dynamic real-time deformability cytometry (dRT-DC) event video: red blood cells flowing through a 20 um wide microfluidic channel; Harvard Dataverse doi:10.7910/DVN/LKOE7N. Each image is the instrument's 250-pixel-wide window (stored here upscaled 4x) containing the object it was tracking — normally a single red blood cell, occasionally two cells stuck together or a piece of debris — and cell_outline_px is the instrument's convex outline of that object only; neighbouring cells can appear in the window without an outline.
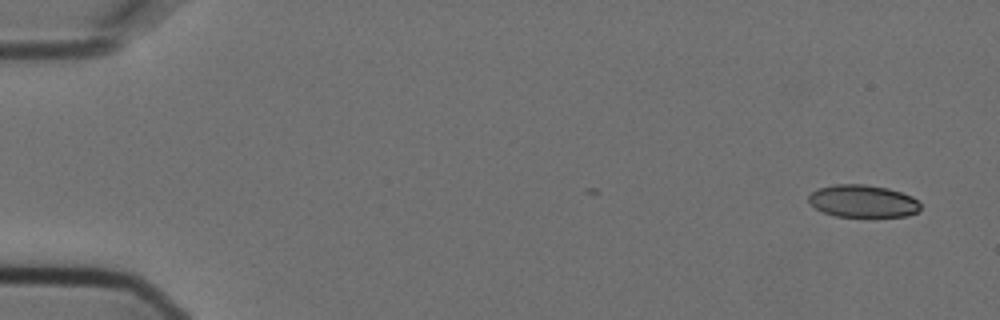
{"species": "Egyptian fruit bat (a non-hibernating species)", "species_latin": "Rousettus aegyptiacus", "temperature_condition": "cold", "stored_images_in_passage": 5, "camera_frame_rate_fps": 3000, "um_per_image_px": 0.085, "animal": {"sex": "female"}, "frame": {"image": 1, "passage_image": 1, "time_ms": 0.0, "image_size_px": [1000, 320], "cell_outline_px": [[920, 208], [916, 212], [908, 216], [836, 216], [824, 212], [816, 208], [808, 200], [808, 196], [816, 188], [832, 184], [864, 184], [888, 188], [912, 196], [920, 204]], "centroid_in_image_um": [73.32, 17.08], "position_along_channel_um": 11.7, "area_um2": 21.04}}
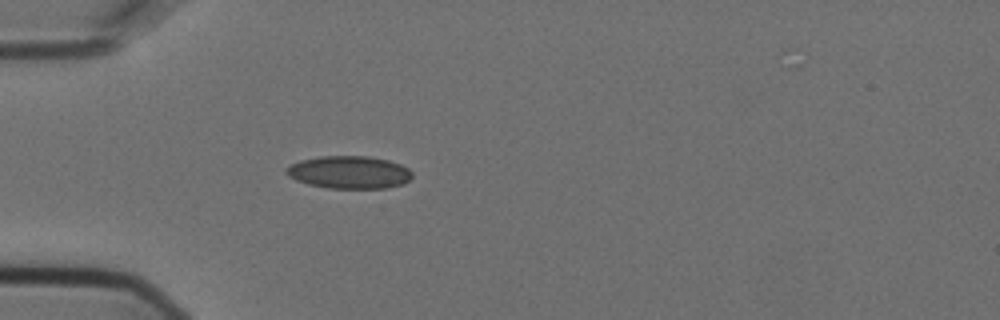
{"frame": {"image": 2, "passage_image": 5, "time_ms": 1.333, "image_size_px": [1000, 320], "cell_outline_px": [[412, 176], [404, 184], [384, 188], [328, 188], [308, 184], [296, 180], [288, 176], [284, 172], [284, 168], [300, 160], [320, 156], [368, 156], [388, 160], [400, 164], [408, 168], [412, 172]], "centroid_in_image_um": [29.66, 14.64], "position_along_channel_um": 55.3, "area_um2": 24.04}}